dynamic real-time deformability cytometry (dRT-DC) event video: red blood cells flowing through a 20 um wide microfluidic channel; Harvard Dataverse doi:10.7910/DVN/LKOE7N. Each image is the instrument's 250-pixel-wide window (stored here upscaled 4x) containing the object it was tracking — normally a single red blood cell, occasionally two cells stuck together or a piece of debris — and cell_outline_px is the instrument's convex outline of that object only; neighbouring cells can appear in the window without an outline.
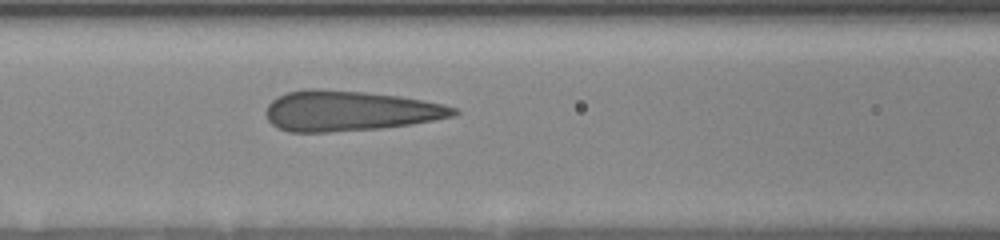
{"species": "human", "species_latin": "Homo sapiens", "temperature_condition": "room temperature", "stored_images_in_passage": 6, "camera_frame_rate_fps": 3000, "um_per_image_px": 0.085, "donor": {"sex": "female"}, "frame": {"image": 1, "passage_image": 6, "time_ms": 3.667, "image_size_px": [1000, 240], "cell_outline_px": [[460, 112], [456, 116], [412, 124], [380, 128], [328, 132], [288, 132], [276, 128], [268, 120], [264, 112], [268, 104], [276, 96], [288, 92], [308, 88], [316, 88], [364, 92], [400, 96], [444, 104], [456, 108]], "centroid_in_image_um": [29.69, 9.42], "position_along_channel_um": 136.9, "area_um2": 44.39}}